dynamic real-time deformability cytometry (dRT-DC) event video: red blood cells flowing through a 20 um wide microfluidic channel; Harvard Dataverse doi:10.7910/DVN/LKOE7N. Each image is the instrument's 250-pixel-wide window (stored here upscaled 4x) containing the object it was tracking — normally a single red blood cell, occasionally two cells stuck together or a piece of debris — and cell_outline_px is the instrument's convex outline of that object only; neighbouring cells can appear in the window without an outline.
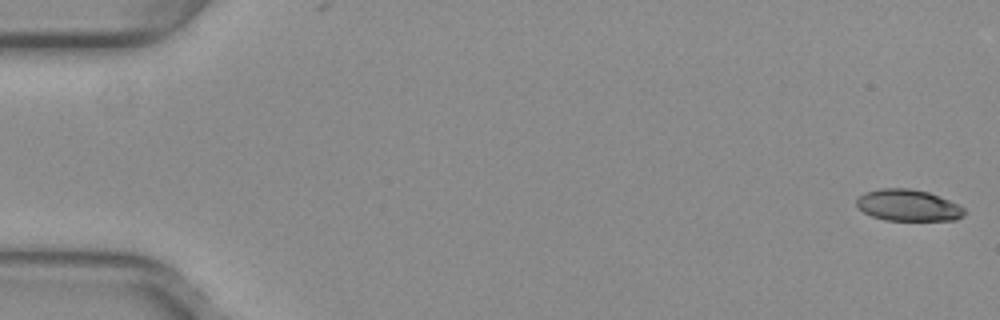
{"species": "common noctule bat (a hibernating species)", "species_latin": "Nyctalus noctula", "temperature_condition": "warm", "stored_images_in_passage": 12, "camera_frame_rate_fps": 3000, "um_per_image_px": 0.085, "animal": {"sex": "female", "body_mass_g": 29.2, "forearm_length_mm": 56.3}, "frame": {"image": 1, "passage_image": 1, "time_ms": 0.0, "image_size_px": [1000, 320], "cell_outline_px": [[968, 212], [964, 216], [956, 220], [884, 220], [872, 216], [864, 212], [856, 204], [856, 200], [864, 192], [880, 188], [908, 188], [928, 192], [948, 200], [964, 208]], "centroid_in_image_um": [77.2, 17.45], "position_along_channel_um": 7.8, "area_um2": 19.77}}